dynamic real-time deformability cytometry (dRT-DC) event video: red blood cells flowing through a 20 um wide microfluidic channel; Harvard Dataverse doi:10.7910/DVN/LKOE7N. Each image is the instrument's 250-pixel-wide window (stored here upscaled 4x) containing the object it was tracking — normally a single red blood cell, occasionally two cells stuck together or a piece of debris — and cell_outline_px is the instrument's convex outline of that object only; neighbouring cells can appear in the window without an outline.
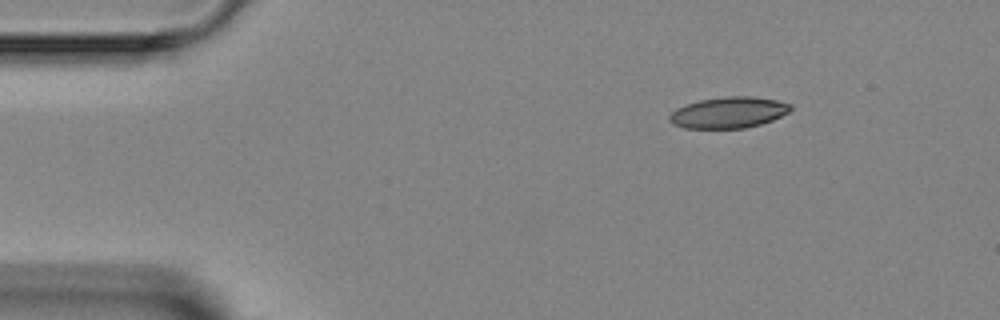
{"species": "Egyptian fruit bat (a non-hibernating species)", "species_latin": "Rousettus aegyptiacus", "temperature_condition": "room temperature", "stored_images_in_passage": 3, "segment_of_instrument_passage": [2, 2], "camera_frame_rate_fps": 3000, "um_per_image_px": 0.085, "animal": {"sex": "female"}, "frame": {"image": 1, "passage_image": 3, "time_ms": 2.333, "image_size_px": [1000, 320], "cell_outline_px": [[792, 108], [788, 112], [772, 120], [760, 124], [744, 128], [684, 128], [672, 124], [668, 120], [668, 116], [676, 108], [684, 104], [700, 100], [728, 96], [752, 96], [776, 100], [792, 104]], "centroid_in_image_um": [61.9, 9.56], "position_along_channel_um": 23.1, "area_um2": 22.02}}